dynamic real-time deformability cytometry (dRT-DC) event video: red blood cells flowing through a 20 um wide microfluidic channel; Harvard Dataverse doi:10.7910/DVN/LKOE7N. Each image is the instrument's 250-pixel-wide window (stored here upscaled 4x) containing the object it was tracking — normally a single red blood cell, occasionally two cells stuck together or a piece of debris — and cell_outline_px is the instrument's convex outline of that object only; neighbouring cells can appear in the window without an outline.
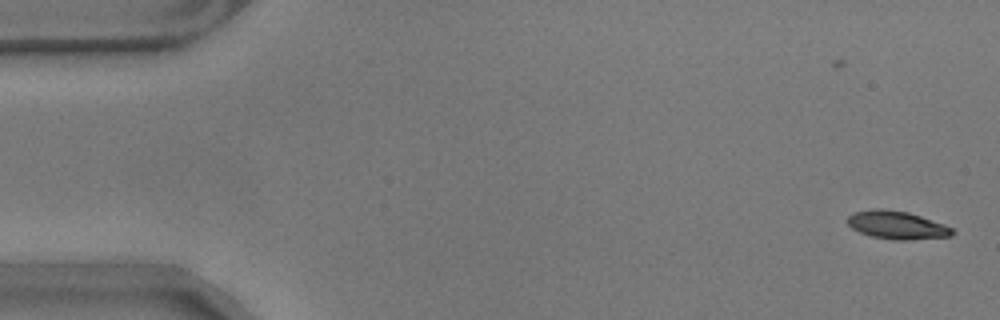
{"species": "common noctule bat (a hibernating species)", "species_latin": "Nyctalus noctula", "temperature_condition": "warm", "stored_images_in_passage": 49, "camera_frame_rate_fps": 3000, "um_per_image_px": 0.085, "animal": {"sex": "male", "body_mass_g": 17.9}, "frame": {"image": 1, "passage_image": 1, "time_ms": 0.0, "image_size_px": [1000, 320], "cell_outline_px": [[956, 232], [952, 236], [908, 240], [896, 240], [872, 236], [860, 232], [852, 228], [848, 224], [848, 216], [852, 212], [876, 208], [880, 208], [908, 212], [944, 224], [952, 228]], "centroid_in_image_um": [76.25, 19.13], "position_along_channel_um": 8.8, "area_um2": 17.11}}
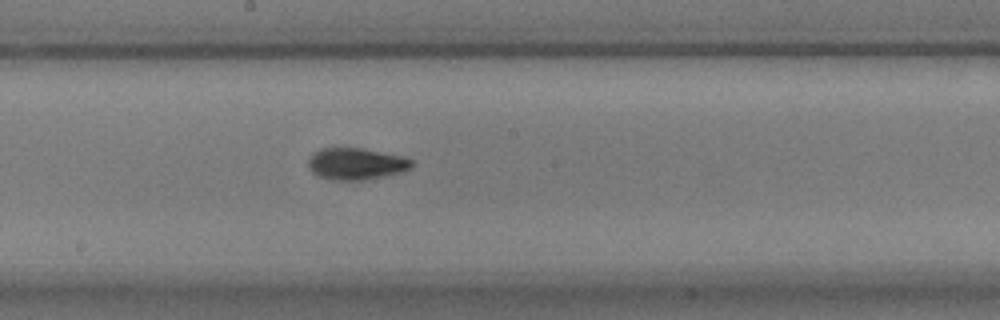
{"frame": {"image": 2, "passage_image": 23, "time_ms": 7.333, "image_size_px": [1000, 320], "cell_outline_px": [[412, 168], [384, 176], [364, 180], [328, 180], [316, 176], [308, 168], [308, 160], [312, 152], [320, 148], [364, 148], [404, 156], [412, 160]], "centroid_in_image_um": [30.22, 13.92], "position_along_channel_um": 218.0, "area_um2": 19.42}}
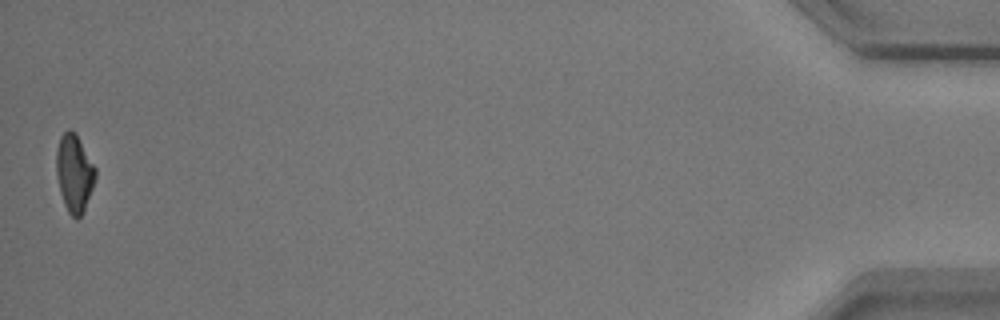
{"frame": {"image": 3, "passage_image": 49, "time_ms": 16.0, "image_size_px": [1000, 320], "cell_outline_px": [[96, 176], [84, 212], [76, 220], [68, 212], [64, 204], [60, 192], [56, 176], [56, 152], [60, 136], [68, 128], [76, 132], [96, 168]], "centroid_in_image_um": [6.31, 14.7], "position_along_channel_um": 428.9, "area_um2": 17.86}, "authors_computed_cell_mechanics": {"area_um2": 18.0336, "velocity_mm_per_s": 3.5479, "shape_relaxation_time_tau1_ms": 4.9811, "shape_relaxation_time_tau2_ms": 2.2278, "deformation_change_tau1": 0.1802, "deformation_change_tau2": 0.0785}}